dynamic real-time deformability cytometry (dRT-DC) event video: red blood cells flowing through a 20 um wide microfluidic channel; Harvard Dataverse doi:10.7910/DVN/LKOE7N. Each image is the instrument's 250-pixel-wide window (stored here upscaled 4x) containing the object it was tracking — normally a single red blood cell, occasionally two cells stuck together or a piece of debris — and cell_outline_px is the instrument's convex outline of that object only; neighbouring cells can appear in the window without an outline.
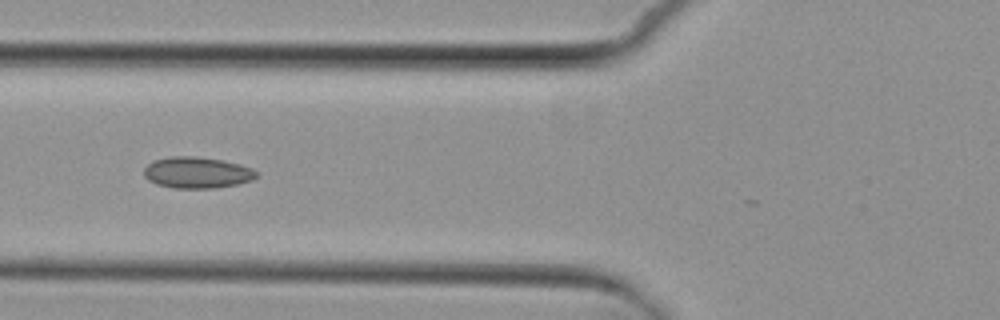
{"species": "common noctule bat (a hibernating species)", "species_latin": "Nyctalus noctula", "temperature_condition": "cold", "stored_images_in_passage": 7, "camera_frame_rate_fps": 3000, "um_per_image_px": 0.085, "animal": {"sex": "female", "body_mass_g": 29.2, "forearm_length_mm": 56.3}, "frame": {"image": 1, "passage_image": 6, "time_ms": 6.333, "image_size_px": [1000, 320], "cell_outline_px": [[260, 176], [252, 180], [236, 184], [216, 188], [172, 188], [156, 184], [148, 180], [144, 176], [144, 168], [152, 160], [172, 156], [196, 156], [224, 160], [240, 164], [252, 168], [260, 172]], "centroid_in_image_um": [16.77, 14.66], "position_along_channel_um": 109.0, "area_um2": 20.87}}
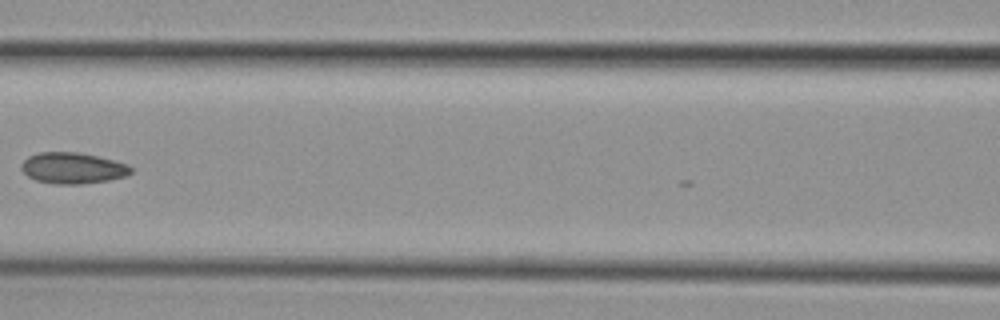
{"frame": {"image": 2, "passage_image": 7, "time_ms": 7.667, "image_size_px": [1000, 320], "cell_outline_px": [[132, 172], [128, 176], [108, 180], [84, 184], [56, 184], [36, 180], [28, 176], [20, 168], [20, 164], [28, 156], [40, 152], [80, 152], [128, 164], [132, 168]], "centroid_in_image_um": [6.18, 14.29], "position_along_channel_um": 160.4, "area_um2": 19.94}}